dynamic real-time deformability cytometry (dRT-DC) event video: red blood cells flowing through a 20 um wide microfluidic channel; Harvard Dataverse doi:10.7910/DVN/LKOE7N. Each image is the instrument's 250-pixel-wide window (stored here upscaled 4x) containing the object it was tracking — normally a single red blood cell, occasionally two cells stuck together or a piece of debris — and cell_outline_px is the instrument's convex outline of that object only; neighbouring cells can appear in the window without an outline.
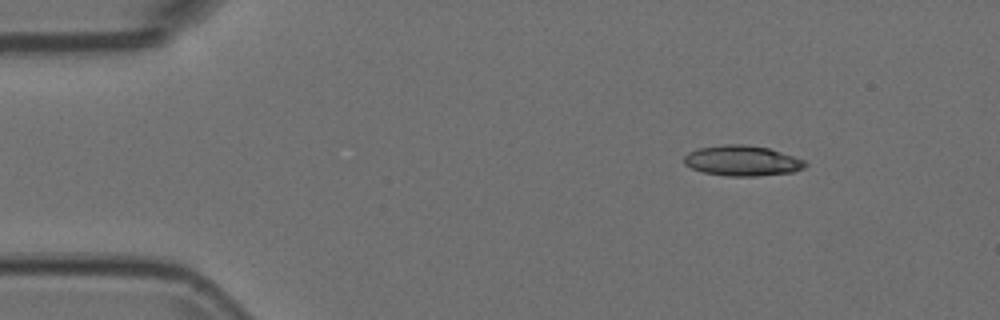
{"species": "Egyptian fruit bat (a non-hibernating species)", "species_latin": "Rousettus aegyptiacus", "temperature_condition": "room temperature", "stored_images_in_passage": 15, "camera_frame_rate_fps": 3000, "um_per_image_px": 0.085, "animal": {"sex": "female"}, "frame": {"image": 1, "passage_image": 1, "time_ms": 0.0, "image_size_px": [1000, 320], "cell_outline_px": [[808, 164], [804, 168], [792, 172], [756, 176], [728, 176], [704, 172], [692, 168], [684, 164], [684, 156], [688, 152], [700, 148], [724, 144], [744, 144], [768, 148], [804, 160]], "centroid_in_image_um": [63.08, 13.66], "position_along_channel_um": 21.9, "area_um2": 21.27}}
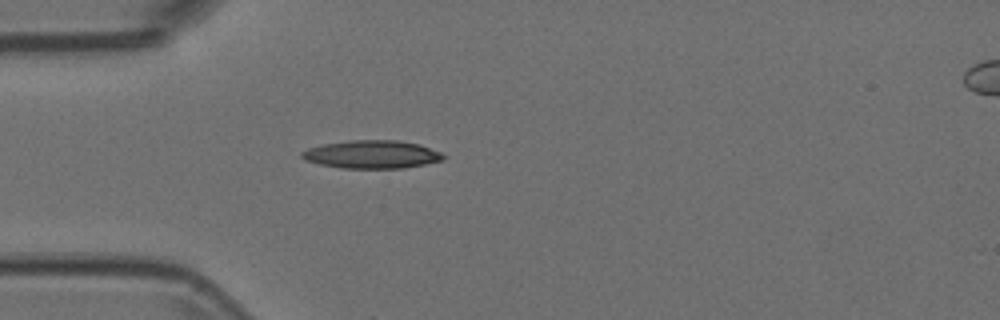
{"frame": {"image": 2, "passage_image": 9, "time_ms": 2.667, "image_size_px": [1000, 320], "cell_outline_px": [[448, 156], [444, 160], [404, 168], [340, 168], [320, 164], [304, 160], [300, 156], [300, 152], [308, 148], [324, 144], [348, 140], [396, 140], [420, 144], [440, 152]], "centroid_in_image_um": [31.61, 13.12], "position_along_channel_um": 53.4, "area_um2": 23.29}}
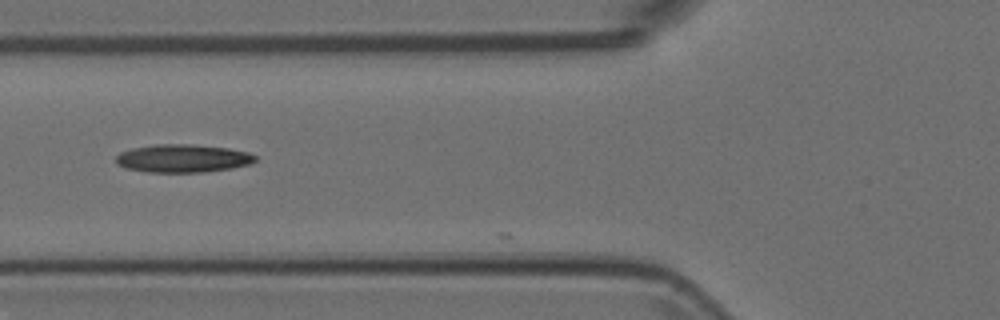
{"frame": {"image": 3, "passage_image": 14, "time_ms": 4.333, "image_size_px": [1000, 320], "cell_outline_px": [[256, 160], [248, 164], [232, 168], [204, 172], [148, 172], [124, 168], [116, 164], [116, 156], [120, 152], [132, 148], [156, 144], [188, 144], [228, 148], [248, 152], [256, 156]], "centroid_in_image_um": [15.5, 13.46], "position_along_channel_um": 110.3, "area_um2": 22.77}}